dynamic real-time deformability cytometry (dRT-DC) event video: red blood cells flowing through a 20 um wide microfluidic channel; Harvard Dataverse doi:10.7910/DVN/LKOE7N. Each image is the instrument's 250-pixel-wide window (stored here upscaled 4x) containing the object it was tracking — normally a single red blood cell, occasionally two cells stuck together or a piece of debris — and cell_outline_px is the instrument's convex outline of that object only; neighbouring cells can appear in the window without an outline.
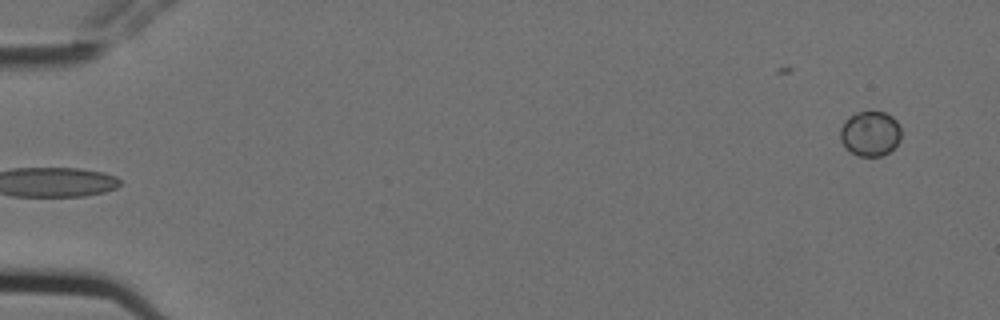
{"species": "Egyptian fruit bat (a non-hibernating species)", "species_latin": "Rousettus aegyptiacus", "temperature_condition": "cold", "stored_images_in_passage": 6, "camera_frame_rate_fps": 3000, "um_per_image_px": 0.085, "animal": {"sex": "female"}, "frame": {"image": 1, "passage_image": 6, "time_ms": 1.667, "image_size_px": [1000, 320], "cell_outline_px": [[900, 140], [888, 152], [880, 156], [856, 156], [840, 140], [840, 128], [844, 120], [848, 116], [856, 112], [884, 112], [892, 116], [896, 120], [900, 128]], "centroid_in_image_um": [73.95, 11.34], "position_along_channel_um": 11.1, "area_um2": 15.9}}